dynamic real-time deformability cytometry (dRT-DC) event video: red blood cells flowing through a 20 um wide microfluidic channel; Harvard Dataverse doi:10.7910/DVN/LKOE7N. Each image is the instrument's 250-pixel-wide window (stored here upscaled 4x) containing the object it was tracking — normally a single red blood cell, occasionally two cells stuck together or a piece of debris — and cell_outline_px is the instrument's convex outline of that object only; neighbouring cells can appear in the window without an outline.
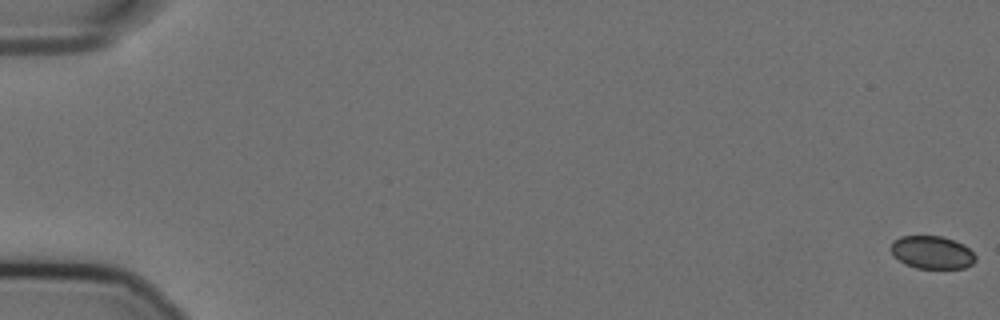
{"species": "Egyptian fruit bat (a non-hibernating species)", "species_latin": "Rousettus aegyptiacus", "temperature_condition": "cold", "stored_images_in_passage": 16, "camera_frame_rate_fps": 3000, "um_per_image_px": 0.085, "animal": {"sex": "female"}, "frame": {"image": 1, "passage_image": 1, "time_ms": 0.0, "image_size_px": [1000, 320], "cell_outline_px": [[976, 260], [972, 264], [964, 268], [916, 268], [904, 264], [892, 256], [892, 240], [900, 236], [940, 236], [964, 244], [976, 256]], "centroid_in_image_um": [79.2, 21.46], "position_along_channel_um": 5.8, "area_um2": 16.24}}